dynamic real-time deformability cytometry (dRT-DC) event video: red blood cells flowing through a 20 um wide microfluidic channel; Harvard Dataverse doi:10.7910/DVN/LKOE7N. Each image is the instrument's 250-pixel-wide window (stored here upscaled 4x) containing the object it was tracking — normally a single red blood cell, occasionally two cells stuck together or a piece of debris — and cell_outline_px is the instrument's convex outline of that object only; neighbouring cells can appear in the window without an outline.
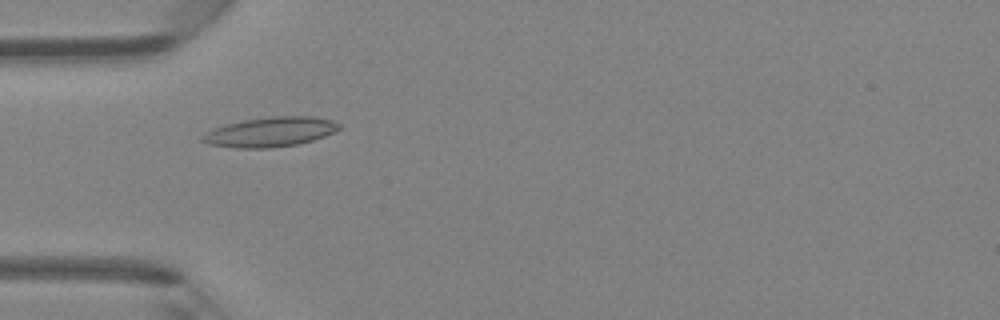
{"species": "Egyptian fruit bat (a non-hibernating species)", "species_latin": "Rousettus aegyptiacus", "temperature_condition": "room temperature", "stored_images_in_passage": 48, "camera_frame_rate_fps": 3000, "um_per_image_px": 0.085, "animal": {"sex": "female"}, "frame": {"image": 1, "passage_image": 15, "time_ms": 4.667, "image_size_px": [1000, 320], "cell_outline_px": [[340, 128], [324, 136], [312, 140], [296, 144], [272, 148], [236, 148], [208, 144], [200, 140], [200, 136], [212, 128], [224, 124], [244, 120], [272, 116], [312, 116], [332, 120], [340, 124]], "centroid_in_image_um": [22.92, 11.21], "position_along_channel_um": 62.1, "area_um2": 23.7}}
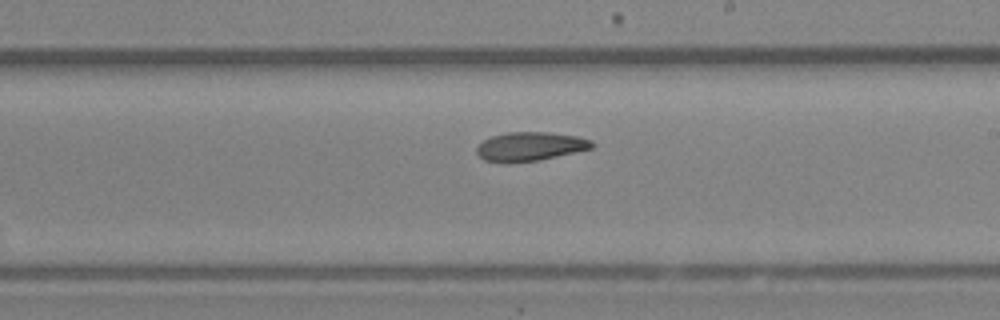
{"frame": {"image": 2, "passage_image": 28, "time_ms": 9.0, "image_size_px": [1000, 320], "cell_outline_px": [[596, 144], [592, 148], [576, 152], [540, 160], [508, 164], [504, 164], [484, 160], [476, 152], [476, 148], [484, 140], [492, 136], [508, 132], [548, 132], [576, 136], [592, 140]], "centroid_in_image_um": [45.06, 12.47], "position_along_channel_um": 243.9, "area_um2": 19.65}}
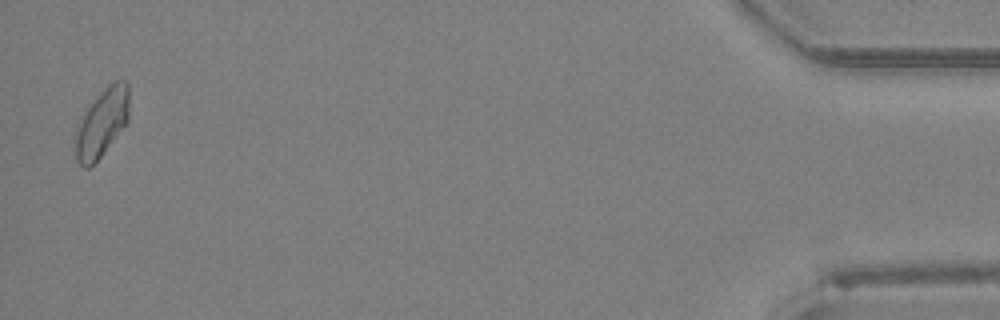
{"frame": {"image": 3, "passage_image": 47, "time_ms": 15.333, "image_size_px": [1000, 320], "cell_outline_px": [[128, 124], [100, 156], [88, 168], [84, 168], [76, 160], [76, 128], [80, 116], [100, 92], [108, 84], [116, 80], [128, 80]], "centroid_in_image_um": [8.67, 10.41], "position_along_channel_um": 426.5, "area_um2": 21.39}, "authors_computed_cell_mechanics": {"area_um2": 20.3167, "velocity_mm_per_s": 4.2599, "shape_relaxation_time_tau1_ms": null, "shape_relaxation_time_tau2_ms": 7.8176, "deformation_change_tau1": null, "deformation_change_tau2": 0.1578}}